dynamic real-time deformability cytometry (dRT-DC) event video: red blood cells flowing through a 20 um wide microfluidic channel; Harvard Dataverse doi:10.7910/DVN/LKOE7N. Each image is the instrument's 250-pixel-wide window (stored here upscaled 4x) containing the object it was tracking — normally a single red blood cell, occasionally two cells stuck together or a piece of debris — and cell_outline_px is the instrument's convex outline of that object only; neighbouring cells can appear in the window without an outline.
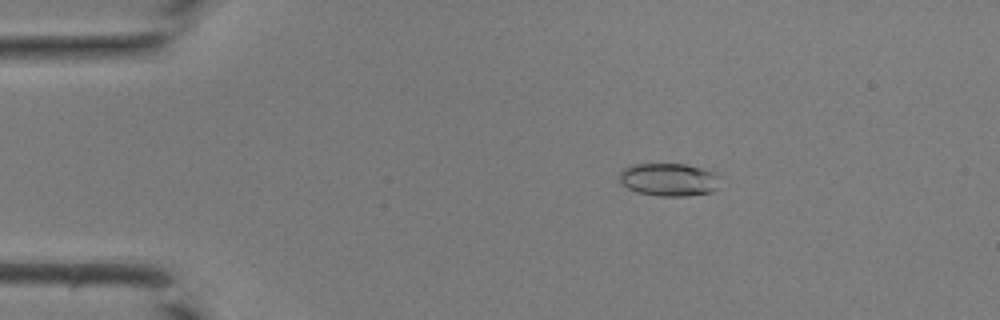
{"species": "common noctule bat (a hibernating species)", "species_latin": "Nyctalus noctula", "temperature_condition": "room temperature", "stored_images_in_passage": 43, "camera_frame_rate_fps": 3000, "um_per_image_px": 0.085, "animal": {"sex": "male", "body_mass_g": 19.0, "forearm_length_mm": 50.8}, "frame": {"image": 1, "passage_image": 8, "time_ms": 2.333, "image_size_px": [1000, 320], "cell_outline_px": [[720, 176], [716, 188], [708, 192], [688, 196], [660, 196], [636, 192], [620, 184], [620, 172], [624, 168], [632, 164], [684, 164], [716, 172]], "centroid_in_image_um": [56.83, 15.26], "position_along_channel_um": 28.2, "area_um2": 19.31}}
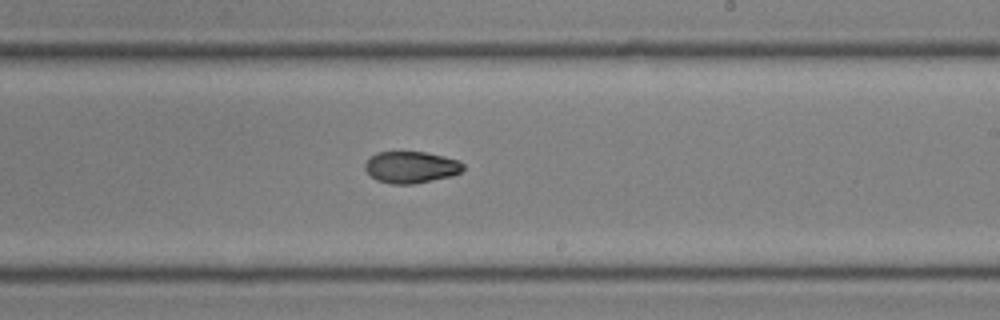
{"frame": {"image": 2, "passage_image": 26, "time_ms": 8.333, "image_size_px": [1000, 320], "cell_outline_px": [[464, 168], [460, 172], [452, 176], [412, 184], [392, 184], [376, 180], [364, 168], [364, 164], [376, 152], [424, 152], [444, 156], [456, 160], [464, 164]], "centroid_in_image_um": [34.93, 14.21], "position_along_channel_um": 254.1, "area_um2": 17.98}}
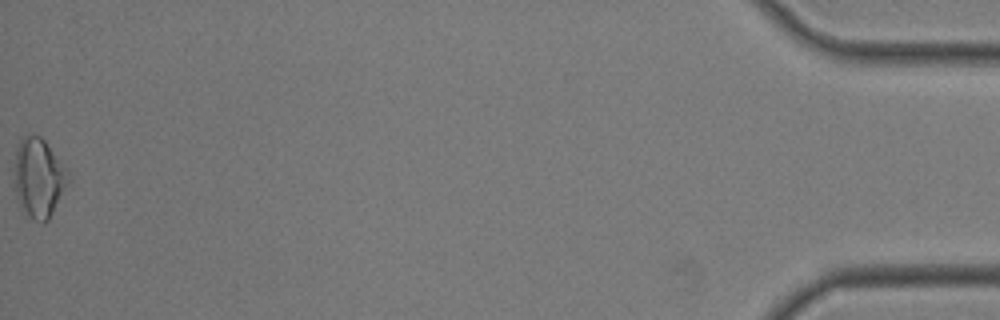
{"frame": {"image": 3, "passage_image": 43, "time_ms": 14.0, "image_size_px": [1000, 320], "cell_outline_px": [[68, 180], [48, 220], [36, 220], [24, 216], [20, 208], [12, 184], [16, 148], [20, 140], [24, 136], [32, 132], [40, 136], [44, 140], [68, 172]], "centroid_in_image_um": [3.19, 15.1], "position_along_channel_um": 432.0, "area_um2": 24.85}}